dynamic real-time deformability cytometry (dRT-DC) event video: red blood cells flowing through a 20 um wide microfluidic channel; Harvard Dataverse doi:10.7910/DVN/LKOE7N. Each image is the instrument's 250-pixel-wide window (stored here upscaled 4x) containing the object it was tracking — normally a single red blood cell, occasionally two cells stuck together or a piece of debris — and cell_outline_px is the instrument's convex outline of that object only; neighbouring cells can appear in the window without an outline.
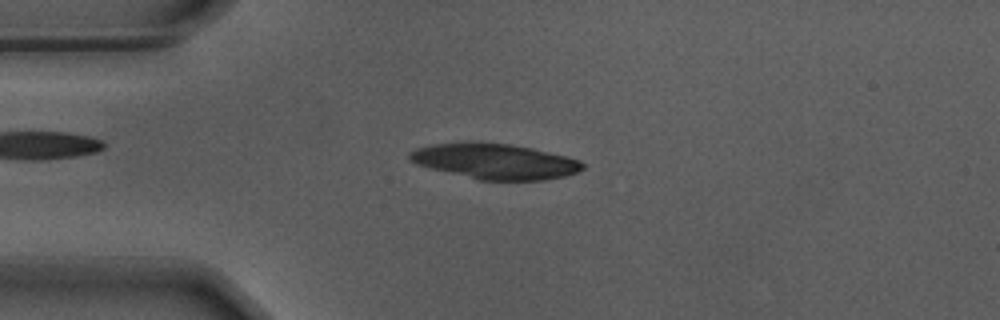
{"species": "Egyptian fruit bat (a non-hibernating species)", "species_latin": "Rousettus aegyptiacus", "temperature_condition": "warm", "stored_images_in_passage": 53, "camera_frame_rate_fps": 3000, "um_per_image_px": 0.085, "animal": {"sex": "male"}, "frame": {"image": 1, "passage_image": 12, "time_ms": 3.667, "image_size_px": [1000, 320], "cell_outline_px": [[584, 168], [576, 172], [564, 176], [544, 180], [480, 180], [416, 164], [408, 160], [408, 156], [416, 148], [432, 144], [464, 140], [476, 140], [508, 144], [532, 148], [580, 160], [584, 164]], "centroid_in_image_um": [42.03, 13.68], "position_along_channel_um": 43.0, "area_um2": 35.89}}